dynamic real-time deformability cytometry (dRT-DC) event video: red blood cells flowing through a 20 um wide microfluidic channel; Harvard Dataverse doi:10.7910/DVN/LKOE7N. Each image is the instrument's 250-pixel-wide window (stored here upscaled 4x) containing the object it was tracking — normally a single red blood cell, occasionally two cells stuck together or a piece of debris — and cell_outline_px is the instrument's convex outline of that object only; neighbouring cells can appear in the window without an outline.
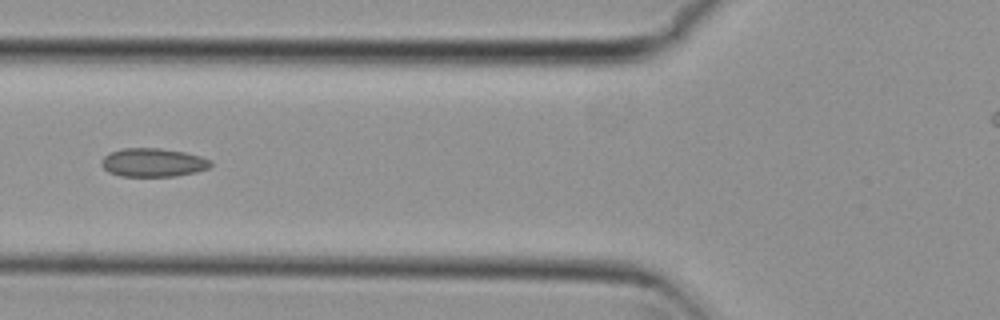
{"species": "common noctule bat (a hibernating species)", "species_latin": "Nyctalus noctula", "temperature_condition": "cold", "stored_images_in_passage": 4, "camera_frame_rate_fps": 3000, "um_per_image_px": 0.085, "animal": {"sex": "female", "body_mass_g": 29.2, "forearm_length_mm": 56.3}, "frame": {"image": 1, "passage_image": 4, "time_ms": 1.0, "image_size_px": [1000, 320], "cell_outline_px": [[212, 164], [208, 168], [196, 172], [176, 176], [120, 176], [108, 172], [100, 164], [100, 160], [104, 156], [112, 152], [124, 148], [160, 148], [184, 152], [200, 156], [212, 160]], "centroid_in_image_um": [13.01, 13.82], "position_along_channel_um": 112.8, "area_um2": 18.21}}